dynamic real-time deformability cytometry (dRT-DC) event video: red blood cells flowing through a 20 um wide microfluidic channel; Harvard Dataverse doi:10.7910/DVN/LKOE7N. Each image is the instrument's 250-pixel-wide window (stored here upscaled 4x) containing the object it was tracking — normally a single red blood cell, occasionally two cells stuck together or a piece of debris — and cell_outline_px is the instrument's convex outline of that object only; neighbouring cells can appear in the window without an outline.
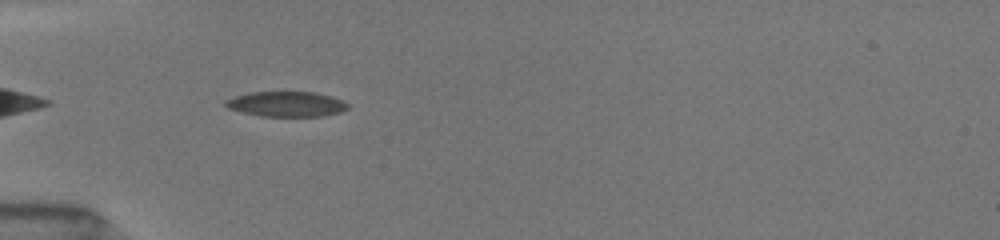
{"species": "common noctule bat (a hibernating species)", "species_latin": "Nyctalus noctula", "temperature_condition": "room temperature", "stored_images_in_passage": 34, "camera_frame_rate_fps": 3000, "um_per_image_px": 0.085, "animal": {"sex": "female", "body_mass_g": 19.5, "forearm_length_mm": 54.1}, "frame": {"image": 1, "passage_image": 3, "time_ms": 0.667, "image_size_px": [1000, 240], "cell_outline_px": [[348, 108], [340, 112], [324, 116], [260, 116], [228, 108], [224, 104], [224, 100], [248, 92], [316, 92], [332, 96], [348, 104]], "centroid_in_image_um": [24.34, 8.84], "position_along_channel_um": 60.7, "area_um2": 17.86}}
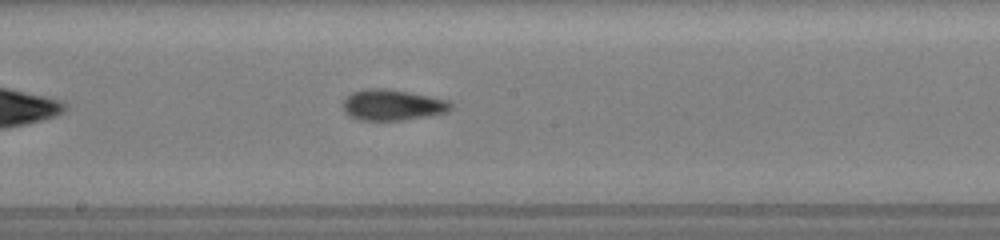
{"frame": {"image": 2, "passage_image": 15, "time_ms": 4.667, "image_size_px": [1000, 240], "cell_outline_px": [[452, 108], [444, 112], [428, 116], [400, 120], [360, 120], [344, 112], [344, 100], [352, 92], [364, 88], [384, 88], [408, 92], [448, 100], [452, 104]], "centroid_in_image_um": [33.34, 8.91], "position_along_channel_um": 214.9, "area_um2": 19.13}}
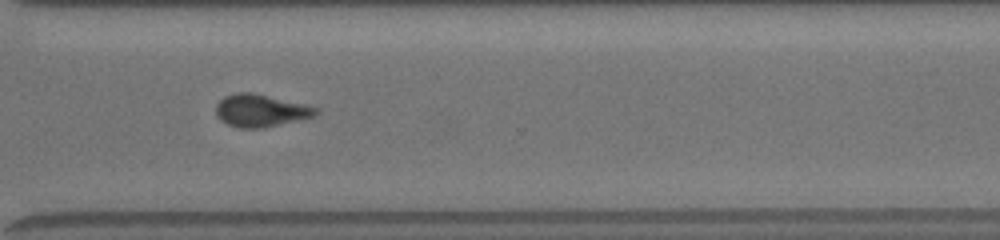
{"frame": {"image": 3, "passage_image": 25, "time_ms": 8.0, "image_size_px": [1000, 240], "cell_outline_px": [[320, 112], [316, 116], [264, 128], [240, 128], [228, 124], [220, 120], [216, 116], [216, 104], [224, 96], [236, 92], [252, 92], [304, 104], [320, 108]], "centroid_in_image_um": [22.17, 9.4], "position_along_channel_um": 348.4, "area_um2": 19.07}, "authors_computed_cell_mechanics": {"area_um2": 19.0162, "velocity_mm_per_s": 4.0243, "shape_relaxation_time_tau1_ms": 4.3391, "shape_relaxation_time_tau2_ms": 2.1146, "deformation_change_tau1": 0.116, "deformation_change_tau2": 0.0919}}